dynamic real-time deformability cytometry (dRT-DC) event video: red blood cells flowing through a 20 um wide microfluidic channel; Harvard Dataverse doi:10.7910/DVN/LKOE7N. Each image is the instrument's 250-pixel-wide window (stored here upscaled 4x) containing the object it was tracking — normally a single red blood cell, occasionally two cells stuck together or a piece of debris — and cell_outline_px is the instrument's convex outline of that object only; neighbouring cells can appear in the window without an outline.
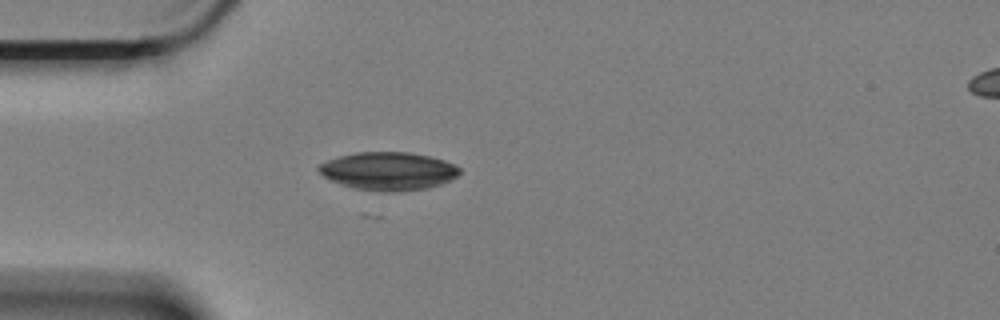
{"species": "Egyptian fruit bat (a non-hibernating species)", "species_latin": "Rousettus aegyptiacus", "temperature_condition": "cold", "stored_images_in_passage": 34, "camera_frame_rate_fps": 3000, "um_per_image_px": 0.085, "animal": {"sex": "female"}, "frame": {"image": 1, "passage_image": 1, "time_ms": 0.0, "image_size_px": [1000, 320], "cell_outline_px": [[460, 172], [456, 176], [440, 184], [424, 188], [396, 192], [388, 192], [356, 188], [340, 184], [324, 176], [316, 168], [320, 164], [328, 160], [340, 156], [356, 152], [408, 152], [428, 156], [444, 160], [456, 164], [460, 168]], "centroid_in_image_um": [33.01, 14.53], "position_along_channel_um": 52.0, "area_um2": 30.92}}
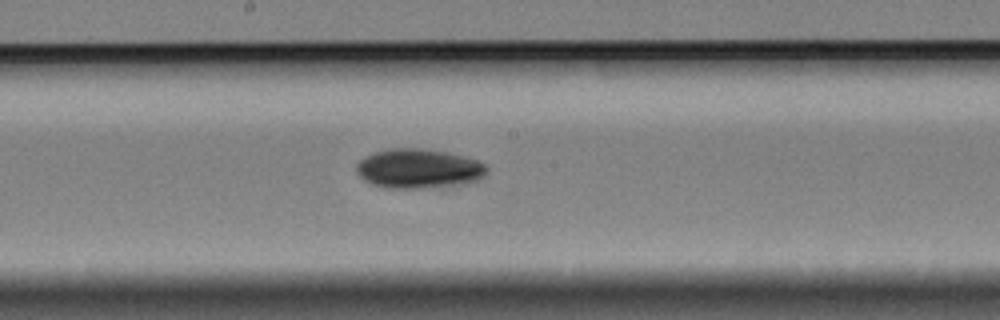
{"frame": {"image": 2, "passage_image": 16, "time_ms": 5.0, "image_size_px": [1000, 320], "cell_outline_px": [[488, 168], [476, 180], [456, 184], [420, 188], [388, 188], [372, 184], [364, 180], [356, 172], [356, 164], [364, 156], [388, 148], [420, 148], [444, 152], [464, 156], [476, 160], [484, 164]], "centroid_in_image_um": [35.5, 14.32], "position_along_channel_um": 212.7, "area_um2": 29.48}}
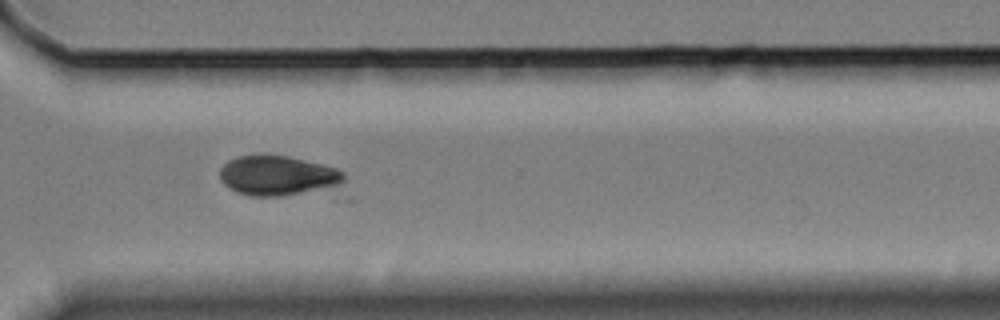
{"frame": {"image": 3, "passage_image": 28, "time_ms": 9.0, "image_size_px": [1000, 320], "cell_outline_px": [[352, 200], [332, 200], [248, 196], [236, 192], [224, 184], [220, 180], [220, 168], [228, 160], [236, 156], [260, 152], [264, 152], [288, 156], [336, 168], [344, 172]], "centroid_in_image_um": [24.11, 15.11], "position_along_channel_um": 346.5, "area_um2": 34.28}, "authors_computed_cell_mechanics": {"area_um2": 29.2468, "velocity_mm_per_s": 3.3601, "shape_relaxation_time_tau1_ms": 3.7533, "shape_relaxation_time_tau2_ms": 2.2918, "deformation_change_tau1": 0.1011, "deformation_change_tau2": 0.0399}}